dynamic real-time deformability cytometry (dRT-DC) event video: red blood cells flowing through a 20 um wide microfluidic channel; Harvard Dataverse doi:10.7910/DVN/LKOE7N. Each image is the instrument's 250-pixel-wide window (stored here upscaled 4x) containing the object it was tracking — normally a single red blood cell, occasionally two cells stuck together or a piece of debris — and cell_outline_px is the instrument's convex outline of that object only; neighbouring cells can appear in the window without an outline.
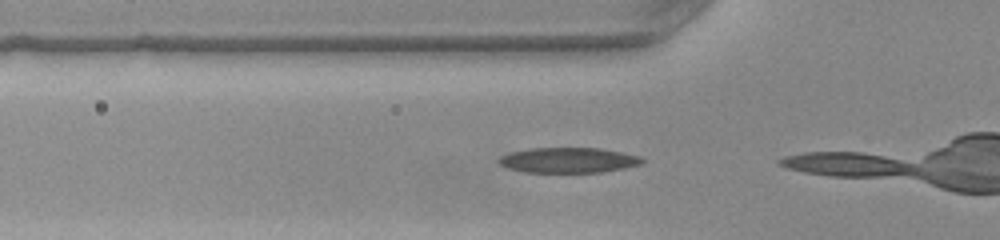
{"species": "common noctule bat (a hibernating species)", "species_latin": "Nyctalus noctula", "temperature_condition": "warm", "stored_images_in_passage": 11, "camera_frame_rate_fps": 3000, "um_per_image_px": 0.085, "animal": {"sex": "female", "body_mass_g": 22.0, "forearm_length_mm": 56.7}, "frame": {"image": 1, "passage_image": 10, "time_ms": 3.0, "image_size_px": [1000, 240], "cell_outline_px": [[644, 164], [624, 168], [600, 172], [524, 172], [508, 168], [500, 164], [500, 156], [508, 152], [532, 148], [600, 148], [640, 156], [644, 160]], "centroid_in_image_um": [48.33, 13.61], "position_along_channel_um": 77.5, "area_um2": 21.04}}